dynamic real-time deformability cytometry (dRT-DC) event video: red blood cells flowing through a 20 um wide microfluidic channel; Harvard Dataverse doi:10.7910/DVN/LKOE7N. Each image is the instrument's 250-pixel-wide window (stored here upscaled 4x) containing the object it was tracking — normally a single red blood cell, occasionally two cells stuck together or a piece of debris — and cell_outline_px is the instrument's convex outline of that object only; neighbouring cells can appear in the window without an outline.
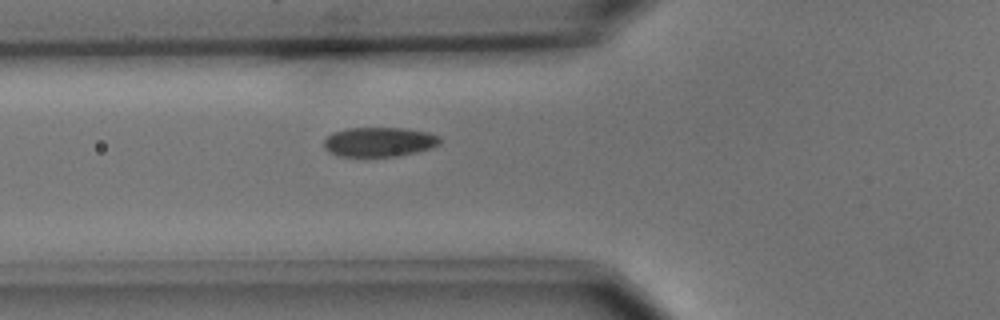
{"species": "common noctule bat (a hibernating species)", "species_latin": "Nyctalus noctula", "temperature_condition": "cold", "stored_images_in_passage": 5, "camera_frame_rate_fps": 3000, "um_per_image_px": 0.085, "animal": {"sex": "male", "body_mass_g": 15.6}, "frame": {"image": 1, "passage_image": 5, "time_ms": 5.667, "image_size_px": [1000, 320], "cell_outline_px": [[440, 144], [432, 148], [400, 156], [340, 156], [328, 152], [324, 148], [324, 140], [332, 132], [348, 128], [404, 128], [428, 132], [440, 136]], "centroid_in_image_um": [32.24, 12.06], "position_along_channel_um": 93.6, "area_um2": 20.06}}